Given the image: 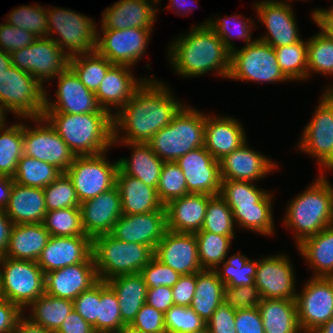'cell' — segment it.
Returning a JSON list of instances; mask_svg holds the SVG:
<instances>
[{"label": "cell", "instance_id": "cell-1", "mask_svg": "<svg viewBox=\"0 0 333 333\" xmlns=\"http://www.w3.org/2000/svg\"><path fill=\"white\" fill-rule=\"evenodd\" d=\"M154 77L149 76L132 98L113 115V143H147L171 123L184 105L172 93L170 85Z\"/></svg>", "mask_w": 333, "mask_h": 333}, {"label": "cell", "instance_id": "cell-2", "mask_svg": "<svg viewBox=\"0 0 333 333\" xmlns=\"http://www.w3.org/2000/svg\"><path fill=\"white\" fill-rule=\"evenodd\" d=\"M190 32L174 38L168 46L167 58L177 75L202 77L209 72L227 79L231 51L208 25L191 26Z\"/></svg>", "mask_w": 333, "mask_h": 333}, {"label": "cell", "instance_id": "cell-3", "mask_svg": "<svg viewBox=\"0 0 333 333\" xmlns=\"http://www.w3.org/2000/svg\"><path fill=\"white\" fill-rule=\"evenodd\" d=\"M324 174L320 170L312 184L285 207L282 221L285 228L292 229L296 246L333 224V184Z\"/></svg>", "mask_w": 333, "mask_h": 333}, {"label": "cell", "instance_id": "cell-4", "mask_svg": "<svg viewBox=\"0 0 333 333\" xmlns=\"http://www.w3.org/2000/svg\"><path fill=\"white\" fill-rule=\"evenodd\" d=\"M43 117L76 156L99 155L113 146V115L109 112L44 113Z\"/></svg>", "mask_w": 333, "mask_h": 333}, {"label": "cell", "instance_id": "cell-5", "mask_svg": "<svg viewBox=\"0 0 333 333\" xmlns=\"http://www.w3.org/2000/svg\"><path fill=\"white\" fill-rule=\"evenodd\" d=\"M220 196L233 212L235 225L264 236L275 232L273 194L253 182L222 179Z\"/></svg>", "mask_w": 333, "mask_h": 333}, {"label": "cell", "instance_id": "cell-6", "mask_svg": "<svg viewBox=\"0 0 333 333\" xmlns=\"http://www.w3.org/2000/svg\"><path fill=\"white\" fill-rule=\"evenodd\" d=\"M206 113L194 106L183 105L171 123L147 142L164 162H175L189 151L204 146Z\"/></svg>", "mask_w": 333, "mask_h": 333}, {"label": "cell", "instance_id": "cell-7", "mask_svg": "<svg viewBox=\"0 0 333 333\" xmlns=\"http://www.w3.org/2000/svg\"><path fill=\"white\" fill-rule=\"evenodd\" d=\"M154 250L140 243H128L111 234L92 239V256L98 280L125 274L140 273L154 257Z\"/></svg>", "mask_w": 333, "mask_h": 333}, {"label": "cell", "instance_id": "cell-8", "mask_svg": "<svg viewBox=\"0 0 333 333\" xmlns=\"http://www.w3.org/2000/svg\"><path fill=\"white\" fill-rule=\"evenodd\" d=\"M48 37L69 56L89 54L96 49V28L92 18L73 9L47 8ZM96 25V26H95ZM53 34L58 36L54 37Z\"/></svg>", "mask_w": 333, "mask_h": 333}, {"label": "cell", "instance_id": "cell-9", "mask_svg": "<svg viewBox=\"0 0 333 333\" xmlns=\"http://www.w3.org/2000/svg\"><path fill=\"white\" fill-rule=\"evenodd\" d=\"M45 89L30 73L12 65L0 77V105L24 122L43 117Z\"/></svg>", "mask_w": 333, "mask_h": 333}, {"label": "cell", "instance_id": "cell-10", "mask_svg": "<svg viewBox=\"0 0 333 333\" xmlns=\"http://www.w3.org/2000/svg\"><path fill=\"white\" fill-rule=\"evenodd\" d=\"M227 79L267 84L290 81L278 65L274 47L259 39L231 51Z\"/></svg>", "mask_w": 333, "mask_h": 333}, {"label": "cell", "instance_id": "cell-11", "mask_svg": "<svg viewBox=\"0 0 333 333\" xmlns=\"http://www.w3.org/2000/svg\"><path fill=\"white\" fill-rule=\"evenodd\" d=\"M45 273L36 261L0 257L1 298L24 310L45 293Z\"/></svg>", "mask_w": 333, "mask_h": 333}, {"label": "cell", "instance_id": "cell-12", "mask_svg": "<svg viewBox=\"0 0 333 333\" xmlns=\"http://www.w3.org/2000/svg\"><path fill=\"white\" fill-rule=\"evenodd\" d=\"M13 66L30 73L42 86L69 67V56L50 38H36L10 54Z\"/></svg>", "mask_w": 333, "mask_h": 333}, {"label": "cell", "instance_id": "cell-13", "mask_svg": "<svg viewBox=\"0 0 333 333\" xmlns=\"http://www.w3.org/2000/svg\"><path fill=\"white\" fill-rule=\"evenodd\" d=\"M108 152L93 156H76L66 170L81 202L94 198L116 185L118 160L107 159Z\"/></svg>", "mask_w": 333, "mask_h": 333}, {"label": "cell", "instance_id": "cell-14", "mask_svg": "<svg viewBox=\"0 0 333 333\" xmlns=\"http://www.w3.org/2000/svg\"><path fill=\"white\" fill-rule=\"evenodd\" d=\"M99 30L96 29L95 51L112 64L130 67L141 61L153 31L142 28Z\"/></svg>", "mask_w": 333, "mask_h": 333}, {"label": "cell", "instance_id": "cell-15", "mask_svg": "<svg viewBox=\"0 0 333 333\" xmlns=\"http://www.w3.org/2000/svg\"><path fill=\"white\" fill-rule=\"evenodd\" d=\"M30 121L36 127L23 123L24 155L53 164L66 172L76 155L44 117L31 118Z\"/></svg>", "mask_w": 333, "mask_h": 333}, {"label": "cell", "instance_id": "cell-16", "mask_svg": "<svg viewBox=\"0 0 333 333\" xmlns=\"http://www.w3.org/2000/svg\"><path fill=\"white\" fill-rule=\"evenodd\" d=\"M296 293L298 322L303 333H313L333 317V278L310 277Z\"/></svg>", "mask_w": 333, "mask_h": 333}, {"label": "cell", "instance_id": "cell-17", "mask_svg": "<svg viewBox=\"0 0 333 333\" xmlns=\"http://www.w3.org/2000/svg\"><path fill=\"white\" fill-rule=\"evenodd\" d=\"M317 104L302 131L297 150L316 159L321 173H325L333 170V109L322 97Z\"/></svg>", "mask_w": 333, "mask_h": 333}, {"label": "cell", "instance_id": "cell-18", "mask_svg": "<svg viewBox=\"0 0 333 333\" xmlns=\"http://www.w3.org/2000/svg\"><path fill=\"white\" fill-rule=\"evenodd\" d=\"M258 22L265 26V34L257 39L272 47L288 46L302 40L291 2L259 0L254 4Z\"/></svg>", "mask_w": 333, "mask_h": 333}, {"label": "cell", "instance_id": "cell-19", "mask_svg": "<svg viewBox=\"0 0 333 333\" xmlns=\"http://www.w3.org/2000/svg\"><path fill=\"white\" fill-rule=\"evenodd\" d=\"M55 79L58 81L56 99L51 100V96L48 97L47 94L49 89L45 90L44 113L108 112L99 105L95 93L86 88L69 67Z\"/></svg>", "mask_w": 333, "mask_h": 333}, {"label": "cell", "instance_id": "cell-20", "mask_svg": "<svg viewBox=\"0 0 333 333\" xmlns=\"http://www.w3.org/2000/svg\"><path fill=\"white\" fill-rule=\"evenodd\" d=\"M286 253L257 259L255 286L261 299H295L297 293L296 276Z\"/></svg>", "mask_w": 333, "mask_h": 333}, {"label": "cell", "instance_id": "cell-21", "mask_svg": "<svg viewBox=\"0 0 333 333\" xmlns=\"http://www.w3.org/2000/svg\"><path fill=\"white\" fill-rule=\"evenodd\" d=\"M175 162L186 178L188 193L220 195V164L204 146L189 151Z\"/></svg>", "mask_w": 333, "mask_h": 333}, {"label": "cell", "instance_id": "cell-22", "mask_svg": "<svg viewBox=\"0 0 333 333\" xmlns=\"http://www.w3.org/2000/svg\"><path fill=\"white\" fill-rule=\"evenodd\" d=\"M166 231V210L160 208L143 214H122L110 234L121 241L150 246L155 251Z\"/></svg>", "mask_w": 333, "mask_h": 333}, {"label": "cell", "instance_id": "cell-23", "mask_svg": "<svg viewBox=\"0 0 333 333\" xmlns=\"http://www.w3.org/2000/svg\"><path fill=\"white\" fill-rule=\"evenodd\" d=\"M154 256L180 275L197 273L202 269L194 233L167 230L157 244Z\"/></svg>", "mask_w": 333, "mask_h": 333}, {"label": "cell", "instance_id": "cell-24", "mask_svg": "<svg viewBox=\"0 0 333 333\" xmlns=\"http://www.w3.org/2000/svg\"><path fill=\"white\" fill-rule=\"evenodd\" d=\"M248 146V141H246L219 160L221 179L255 183L263 180L270 173H274L279 167L269 156Z\"/></svg>", "mask_w": 333, "mask_h": 333}, {"label": "cell", "instance_id": "cell-25", "mask_svg": "<svg viewBox=\"0 0 333 333\" xmlns=\"http://www.w3.org/2000/svg\"><path fill=\"white\" fill-rule=\"evenodd\" d=\"M44 273L82 262H94L89 236H50L36 261Z\"/></svg>", "mask_w": 333, "mask_h": 333}, {"label": "cell", "instance_id": "cell-26", "mask_svg": "<svg viewBox=\"0 0 333 333\" xmlns=\"http://www.w3.org/2000/svg\"><path fill=\"white\" fill-rule=\"evenodd\" d=\"M82 226L91 239L110 234L114 224L122 216L121 197L115 185L102 194L80 203Z\"/></svg>", "mask_w": 333, "mask_h": 333}, {"label": "cell", "instance_id": "cell-27", "mask_svg": "<svg viewBox=\"0 0 333 333\" xmlns=\"http://www.w3.org/2000/svg\"><path fill=\"white\" fill-rule=\"evenodd\" d=\"M156 0H119L105 8L99 29L142 28L153 30L157 12Z\"/></svg>", "mask_w": 333, "mask_h": 333}, {"label": "cell", "instance_id": "cell-28", "mask_svg": "<svg viewBox=\"0 0 333 333\" xmlns=\"http://www.w3.org/2000/svg\"><path fill=\"white\" fill-rule=\"evenodd\" d=\"M132 69L134 68L127 65L113 64L95 92L99 105L111 115L118 112L148 79V76L140 77L141 79L135 77ZM114 107L117 110L114 111Z\"/></svg>", "mask_w": 333, "mask_h": 333}, {"label": "cell", "instance_id": "cell-29", "mask_svg": "<svg viewBox=\"0 0 333 333\" xmlns=\"http://www.w3.org/2000/svg\"><path fill=\"white\" fill-rule=\"evenodd\" d=\"M98 281L94 262H82L45 273V293L74 300Z\"/></svg>", "mask_w": 333, "mask_h": 333}, {"label": "cell", "instance_id": "cell-30", "mask_svg": "<svg viewBox=\"0 0 333 333\" xmlns=\"http://www.w3.org/2000/svg\"><path fill=\"white\" fill-rule=\"evenodd\" d=\"M232 117L206 114L204 147L218 161L247 141L244 126Z\"/></svg>", "mask_w": 333, "mask_h": 333}, {"label": "cell", "instance_id": "cell-31", "mask_svg": "<svg viewBox=\"0 0 333 333\" xmlns=\"http://www.w3.org/2000/svg\"><path fill=\"white\" fill-rule=\"evenodd\" d=\"M211 197L207 194L188 193L169 201L165 205L167 230L185 233L200 231Z\"/></svg>", "mask_w": 333, "mask_h": 333}, {"label": "cell", "instance_id": "cell-32", "mask_svg": "<svg viewBox=\"0 0 333 333\" xmlns=\"http://www.w3.org/2000/svg\"><path fill=\"white\" fill-rule=\"evenodd\" d=\"M4 212L13 225L42 223L47 213L43 188L14 182Z\"/></svg>", "mask_w": 333, "mask_h": 333}, {"label": "cell", "instance_id": "cell-33", "mask_svg": "<svg viewBox=\"0 0 333 333\" xmlns=\"http://www.w3.org/2000/svg\"><path fill=\"white\" fill-rule=\"evenodd\" d=\"M116 186L120 192L122 214H143L165 208L156 188L126 175L119 168L116 174Z\"/></svg>", "mask_w": 333, "mask_h": 333}, {"label": "cell", "instance_id": "cell-34", "mask_svg": "<svg viewBox=\"0 0 333 333\" xmlns=\"http://www.w3.org/2000/svg\"><path fill=\"white\" fill-rule=\"evenodd\" d=\"M127 145L132 153L130 158L122 157L118 159V168L131 177L141 180L144 184L157 188L161 170L164 164L147 143H113Z\"/></svg>", "mask_w": 333, "mask_h": 333}, {"label": "cell", "instance_id": "cell-35", "mask_svg": "<svg viewBox=\"0 0 333 333\" xmlns=\"http://www.w3.org/2000/svg\"><path fill=\"white\" fill-rule=\"evenodd\" d=\"M50 238L42 223L13 225L4 257L37 261Z\"/></svg>", "mask_w": 333, "mask_h": 333}, {"label": "cell", "instance_id": "cell-36", "mask_svg": "<svg viewBox=\"0 0 333 333\" xmlns=\"http://www.w3.org/2000/svg\"><path fill=\"white\" fill-rule=\"evenodd\" d=\"M296 249L314 271L311 277L333 278V224L304 239Z\"/></svg>", "mask_w": 333, "mask_h": 333}, {"label": "cell", "instance_id": "cell-37", "mask_svg": "<svg viewBox=\"0 0 333 333\" xmlns=\"http://www.w3.org/2000/svg\"><path fill=\"white\" fill-rule=\"evenodd\" d=\"M114 290L122 321L130 325L146 302L147 285L140 273L115 276L106 281Z\"/></svg>", "mask_w": 333, "mask_h": 333}, {"label": "cell", "instance_id": "cell-38", "mask_svg": "<svg viewBox=\"0 0 333 333\" xmlns=\"http://www.w3.org/2000/svg\"><path fill=\"white\" fill-rule=\"evenodd\" d=\"M258 309L264 333H303L298 322L295 299H261Z\"/></svg>", "mask_w": 333, "mask_h": 333}, {"label": "cell", "instance_id": "cell-39", "mask_svg": "<svg viewBox=\"0 0 333 333\" xmlns=\"http://www.w3.org/2000/svg\"><path fill=\"white\" fill-rule=\"evenodd\" d=\"M224 286L215 270L203 269L196 273L195 293L190 308L206 323L223 304Z\"/></svg>", "mask_w": 333, "mask_h": 333}, {"label": "cell", "instance_id": "cell-40", "mask_svg": "<svg viewBox=\"0 0 333 333\" xmlns=\"http://www.w3.org/2000/svg\"><path fill=\"white\" fill-rule=\"evenodd\" d=\"M29 308V309H28ZM28 309L26 317L52 333H56L65 317L74 309V303L69 299H62L44 293L24 310Z\"/></svg>", "mask_w": 333, "mask_h": 333}, {"label": "cell", "instance_id": "cell-41", "mask_svg": "<svg viewBox=\"0 0 333 333\" xmlns=\"http://www.w3.org/2000/svg\"><path fill=\"white\" fill-rule=\"evenodd\" d=\"M216 16L206 19L200 25H208L222 40L224 45L230 50L235 49V45L232 42L234 38L243 39L245 45L252 43V31L256 24L252 19L246 18L244 15H239L235 13L231 16H224L220 18H215Z\"/></svg>", "mask_w": 333, "mask_h": 333}, {"label": "cell", "instance_id": "cell-42", "mask_svg": "<svg viewBox=\"0 0 333 333\" xmlns=\"http://www.w3.org/2000/svg\"><path fill=\"white\" fill-rule=\"evenodd\" d=\"M62 173L53 164L23 155L18 161L13 179L24 186L45 188Z\"/></svg>", "mask_w": 333, "mask_h": 333}, {"label": "cell", "instance_id": "cell-43", "mask_svg": "<svg viewBox=\"0 0 333 333\" xmlns=\"http://www.w3.org/2000/svg\"><path fill=\"white\" fill-rule=\"evenodd\" d=\"M113 64L96 51L79 54L69 58V68L92 92H96L108 69Z\"/></svg>", "mask_w": 333, "mask_h": 333}, {"label": "cell", "instance_id": "cell-44", "mask_svg": "<svg viewBox=\"0 0 333 333\" xmlns=\"http://www.w3.org/2000/svg\"><path fill=\"white\" fill-rule=\"evenodd\" d=\"M23 155V123L5 126L0 130V175L13 178Z\"/></svg>", "mask_w": 333, "mask_h": 333}, {"label": "cell", "instance_id": "cell-45", "mask_svg": "<svg viewBox=\"0 0 333 333\" xmlns=\"http://www.w3.org/2000/svg\"><path fill=\"white\" fill-rule=\"evenodd\" d=\"M228 255L215 269L219 279L226 286L255 285L257 260H252L240 252L230 254L229 257Z\"/></svg>", "mask_w": 333, "mask_h": 333}, {"label": "cell", "instance_id": "cell-46", "mask_svg": "<svg viewBox=\"0 0 333 333\" xmlns=\"http://www.w3.org/2000/svg\"><path fill=\"white\" fill-rule=\"evenodd\" d=\"M198 244V258L202 269L215 270L231 250L235 236H223L200 230L194 233Z\"/></svg>", "mask_w": 333, "mask_h": 333}, {"label": "cell", "instance_id": "cell-47", "mask_svg": "<svg viewBox=\"0 0 333 333\" xmlns=\"http://www.w3.org/2000/svg\"><path fill=\"white\" fill-rule=\"evenodd\" d=\"M307 80L312 73L333 76V42L320 31L307 40Z\"/></svg>", "mask_w": 333, "mask_h": 333}, {"label": "cell", "instance_id": "cell-48", "mask_svg": "<svg viewBox=\"0 0 333 333\" xmlns=\"http://www.w3.org/2000/svg\"><path fill=\"white\" fill-rule=\"evenodd\" d=\"M278 65L291 81H307V40L274 48Z\"/></svg>", "mask_w": 333, "mask_h": 333}, {"label": "cell", "instance_id": "cell-49", "mask_svg": "<svg viewBox=\"0 0 333 333\" xmlns=\"http://www.w3.org/2000/svg\"><path fill=\"white\" fill-rule=\"evenodd\" d=\"M5 22L31 32L37 38L48 37L47 7L21 5L6 15Z\"/></svg>", "mask_w": 333, "mask_h": 333}, {"label": "cell", "instance_id": "cell-50", "mask_svg": "<svg viewBox=\"0 0 333 333\" xmlns=\"http://www.w3.org/2000/svg\"><path fill=\"white\" fill-rule=\"evenodd\" d=\"M42 224L50 236H87L82 226L80 208L69 207L48 211Z\"/></svg>", "mask_w": 333, "mask_h": 333}, {"label": "cell", "instance_id": "cell-51", "mask_svg": "<svg viewBox=\"0 0 333 333\" xmlns=\"http://www.w3.org/2000/svg\"><path fill=\"white\" fill-rule=\"evenodd\" d=\"M123 325L118 298L106 281L100 280L97 333H115Z\"/></svg>", "mask_w": 333, "mask_h": 333}, {"label": "cell", "instance_id": "cell-52", "mask_svg": "<svg viewBox=\"0 0 333 333\" xmlns=\"http://www.w3.org/2000/svg\"><path fill=\"white\" fill-rule=\"evenodd\" d=\"M233 212L220 196L208 200L204 222L201 230L223 236H235Z\"/></svg>", "mask_w": 333, "mask_h": 333}, {"label": "cell", "instance_id": "cell-53", "mask_svg": "<svg viewBox=\"0 0 333 333\" xmlns=\"http://www.w3.org/2000/svg\"><path fill=\"white\" fill-rule=\"evenodd\" d=\"M46 210L80 208V201L70 177L63 172L54 182L43 188Z\"/></svg>", "mask_w": 333, "mask_h": 333}, {"label": "cell", "instance_id": "cell-54", "mask_svg": "<svg viewBox=\"0 0 333 333\" xmlns=\"http://www.w3.org/2000/svg\"><path fill=\"white\" fill-rule=\"evenodd\" d=\"M156 189L164 206L188 194L186 178L176 162H164Z\"/></svg>", "mask_w": 333, "mask_h": 333}, {"label": "cell", "instance_id": "cell-55", "mask_svg": "<svg viewBox=\"0 0 333 333\" xmlns=\"http://www.w3.org/2000/svg\"><path fill=\"white\" fill-rule=\"evenodd\" d=\"M167 333H190L206 326V322L190 307L173 305L164 313Z\"/></svg>", "mask_w": 333, "mask_h": 333}, {"label": "cell", "instance_id": "cell-56", "mask_svg": "<svg viewBox=\"0 0 333 333\" xmlns=\"http://www.w3.org/2000/svg\"><path fill=\"white\" fill-rule=\"evenodd\" d=\"M261 297L255 285L224 286L223 304L235 310L256 308Z\"/></svg>", "mask_w": 333, "mask_h": 333}, {"label": "cell", "instance_id": "cell-57", "mask_svg": "<svg viewBox=\"0 0 333 333\" xmlns=\"http://www.w3.org/2000/svg\"><path fill=\"white\" fill-rule=\"evenodd\" d=\"M148 288L157 286L173 287L179 280L180 274L162 263L155 256L151 261L140 271Z\"/></svg>", "mask_w": 333, "mask_h": 333}, {"label": "cell", "instance_id": "cell-58", "mask_svg": "<svg viewBox=\"0 0 333 333\" xmlns=\"http://www.w3.org/2000/svg\"><path fill=\"white\" fill-rule=\"evenodd\" d=\"M98 302H100V280L74 300L75 311L82 316L97 333Z\"/></svg>", "mask_w": 333, "mask_h": 333}, {"label": "cell", "instance_id": "cell-59", "mask_svg": "<svg viewBox=\"0 0 333 333\" xmlns=\"http://www.w3.org/2000/svg\"><path fill=\"white\" fill-rule=\"evenodd\" d=\"M36 38L31 32L5 21L0 24V49L8 54L29 46Z\"/></svg>", "mask_w": 333, "mask_h": 333}, {"label": "cell", "instance_id": "cell-60", "mask_svg": "<svg viewBox=\"0 0 333 333\" xmlns=\"http://www.w3.org/2000/svg\"><path fill=\"white\" fill-rule=\"evenodd\" d=\"M143 333H167L164 313L145 303L130 324Z\"/></svg>", "mask_w": 333, "mask_h": 333}, {"label": "cell", "instance_id": "cell-61", "mask_svg": "<svg viewBox=\"0 0 333 333\" xmlns=\"http://www.w3.org/2000/svg\"><path fill=\"white\" fill-rule=\"evenodd\" d=\"M236 310L221 304L206 323L211 333H236Z\"/></svg>", "mask_w": 333, "mask_h": 333}, {"label": "cell", "instance_id": "cell-62", "mask_svg": "<svg viewBox=\"0 0 333 333\" xmlns=\"http://www.w3.org/2000/svg\"><path fill=\"white\" fill-rule=\"evenodd\" d=\"M236 333H264L262 317L258 307L236 310Z\"/></svg>", "mask_w": 333, "mask_h": 333}, {"label": "cell", "instance_id": "cell-63", "mask_svg": "<svg viewBox=\"0 0 333 333\" xmlns=\"http://www.w3.org/2000/svg\"><path fill=\"white\" fill-rule=\"evenodd\" d=\"M196 287V273L181 275L172 287L174 305L190 307Z\"/></svg>", "mask_w": 333, "mask_h": 333}, {"label": "cell", "instance_id": "cell-64", "mask_svg": "<svg viewBox=\"0 0 333 333\" xmlns=\"http://www.w3.org/2000/svg\"><path fill=\"white\" fill-rule=\"evenodd\" d=\"M23 310L9 300L0 299V333H13Z\"/></svg>", "mask_w": 333, "mask_h": 333}, {"label": "cell", "instance_id": "cell-65", "mask_svg": "<svg viewBox=\"0 0 333 333\" xmlns=\"http://www.w3.org/2000/svg\"><path fill=\"white\" fill-rule=\"evenodd\" d=\"M145 303L165 313L174 305L172 288L167 286L148 288Z\"/></svg>", "mask_w": 333, "mask_h": 333}, {"label": "cell", "instance_id": "cell-66", "mask_svg": "<svg viewBox=\"0 0 333 333\" xmlns=\"http://www.w3.org/2000/svg\"><path fill=\"white\" fill-rule=\"evenodd\" d=\"M56 333H96L94 327L73 309Z\"/></svg>", "mask_w": 333, "mask_h": 333}, {"label": "cell", "instance_id": "cell-67", "mask_svg": "<svg viewBox=\"0 0 333 333\" xmlns=\"http://www.w3.org/2000/svg\"><path fill=\"white\" fill-rule=\"evenodd\" d=\"M13 223L3 210H0V257L4 256L9 245Z\"/></svg>", "mask_w": 333, "mask_h": 333}, {"label": "cell", "instance_id": "cell-68", "mask_svg": "<svg viewBox=\"0 0 333 333\" xmlns=\"http://www.w3.org/2000/svg\"><path fill=\"white\" fill-rule=\"evenodd\" d=\"M13 333H52L49 330L43 328L41 325H38L30 321L25 314H23L13 331Z\"/></svg>", "mask_w": 333, "mask_h": 333}, {"label": "cell", "instance_id": "cell-69", "mask_svg": "<svg viewBox=\"0 0 333 333\" xmlns=\"http://www.w3.org/2000/svg\"><path fill=\"white\" fill-rule=\"evenodd\" d=\"M13 183L12 177L0 175V210L4 211L8 204Z\"/></svg>", "mask_w": 333, "mask_h": 333}, {"label": "cell", "instance_id": "cell-70", "mask_svg": "<svg viewBox=\"0 0 333 333\" xmlns=\"http://www.w3.org/2000/svg\"><path fill=\"white\" fill-rule=\"evenodd\" d=\"M168 1L170 3H169V5H166V8H164V9H170L173 11L176 10V14L178 16L179 15H182V16L188 15V13L192 12L194 9V6H192V4L190 2H197V0H192L189 3H188L189 0H168Z\"/></svg>", "mask_w": 333, "mask_h": 333}, {"label": "cell", "instance_id": "cell-71", "mask_svg": "<svg viewBox=\"0 0 333 333\" xmlns=\"http://www.w3.org/2000/svg\"><path fill=\"white\" fill-rule=\"evenodd\" d=\"M313 22L320 32L333 42V25L328 24L318 13L313 15Z\"/></svg>", "mask_w": 333, "mask_h": 333}, {"label": "cell", "instance_id": "cell-72", "mask_svg": "<svg viewBox=\"0 0 333 333\" xmlns=\"http://www.w3.org/2000/svg\"><path fill=\"white\" fill-rule=\"evenodd\" d=\"M319 14L328 24L333 25V4L325 9L322 8H314L311 13V19L313 20L314 14Z\"/></svg>", "mask_w": 333, "mask_h": 333}, {"label": "cell", "instance_id": "cell-73", "mask_svg": "<svg viewBox=\"0 0 333 333\" xmlns=\"http://www.w3.org/2000/svg\"><path fill=\"white\" fill-rule=\"evenodd\" d=\"M12 66L10 54L0 49V77Z\"/></svg>", "mask_w": 333, "mask_h": 333}, {"label": "cell", "instance_id": "cell-74", "mask_svg": "<svg viewBox=\"0 0 333 333\" xmlns=\"http://www.w3.org/2000/svg\"><path fill=\"white\" fill-rule=\"evenodd\" d=\"M322 98L329 104L333 109V85H327L324 92L321 94Z\"/></svg>", "mask_w": 333, "mask_h": 333}, {"label": "cell", "instance_id": "cell-75", "mask_svg": "<svg viewBox=\"0 0 333 333\" xmlns=\"http://www.w3.org/2000/svg\"><path fill=\"white\" fill-rule=\"evenodd\" d=\"M313 333H333V317L328 322L322 324Z\"/></svg>", "mask_w": 333, "mask_h": 333}, {"label": "cell", "instance_id": "cell-76", "mask_svg": "<svg viewBox=\"0 0 333 333\" xmlns=\"http://www.w3.org/2000/svg\"><path fill=\"white\" fill-rule=\"evenodd\" d=\"M115 333H143V332L141 330L132 327L131 325H123Z\"/></svg>", "mask_w": 333, "mask_h": 333}, {"label": "cell", "instance_id": "cell-77", "mask_svg": "<svg viewBox=\"0 0 333 333\" xmlns=\"http://www.w3.org/2000/svg\"><path fill=\"white\" fill-rule=\"evenodd\" d=\"M8 112L0 105V130H2L6 126V114Z\"/></svg>", "mask_w": 333, "mask_h": 333}, {"label": "cell", "instance_id": "cell-78", "mask_svg": "<svg viewBox=\"0 0 333 333\" xmlns=\"http://www.w3.org/2000/svg\"><path fill=\"white\" fill-rule=\"evenodd\" d=\"M190 333H211V332H210L209 328L206 325L204 328L199 329L197 331L190 332Z\"/></svg>", "mask_w": 333, "mask_h": 333}]
</instances>
